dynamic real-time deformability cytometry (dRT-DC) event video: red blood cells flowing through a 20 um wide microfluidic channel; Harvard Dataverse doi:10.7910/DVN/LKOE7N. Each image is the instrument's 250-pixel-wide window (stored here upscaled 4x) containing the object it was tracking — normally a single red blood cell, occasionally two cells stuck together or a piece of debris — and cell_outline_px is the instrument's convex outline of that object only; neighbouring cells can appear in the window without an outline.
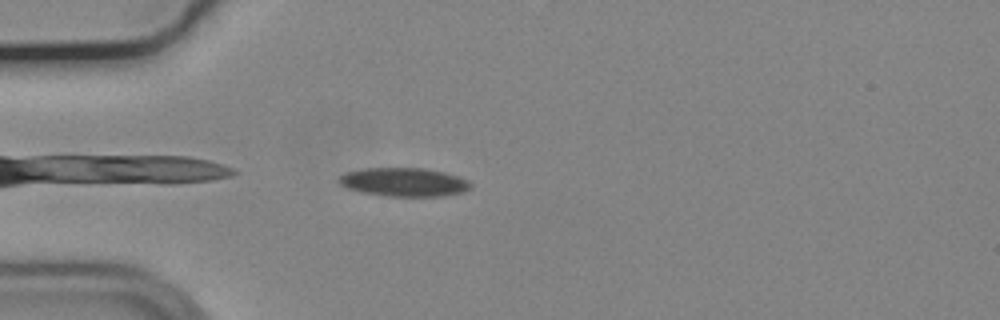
{"species": "common noctule bat (a hibernating species)", "species_latin": "Nyctalus noctula", "temperature_condition": "cold", "stored_images_in_passage": 41, "camera_frame_rate_fps": 3000, "um_per_image_px": 0.085, "animal": {"sex": "male", "body_mass_g": 19.2, "forearm_length_mm": 51.8}, "frame": {"image": 1, "passage_image": 1, "time_ms": 0.0, "image_size_px": [1000, 320], "cell_outline_px": [[472, 188], [464, 192], [444, 196], [384, 196], [360, 192], [348, 188], [340, 184], [336, 180], [344, 172], [368, 168], [424, 168], [444, 172], [468, 180], [472, 184]], "centroid_in_image_um": [34.34, 15.48], "position_along_channel_um": 50.7, "area_um2": 22.14}}
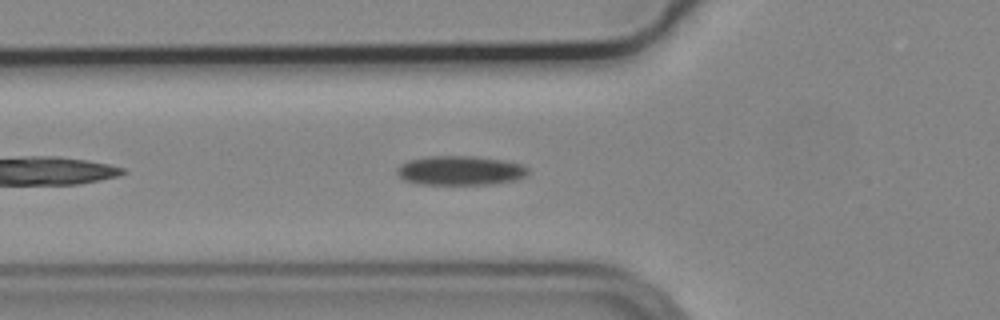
{"frame": {"image": 2, "passage_image": 5, "time_ms": 1.333, "image_size_px": [1000, 320], "cell_outline_px": [[528, 172], [524, 176], [516, 180], [488, 184], [416, 184], [404, 180], [396, 172], [400, 164], [408, 160], [428, 156], [472, 156], [504, 160], [520, 164], [528, 168]], "centroid_in_image_um": [39.09, 14.49], "position_along_channel_um": 86.7, "area_um2": 22.31}}
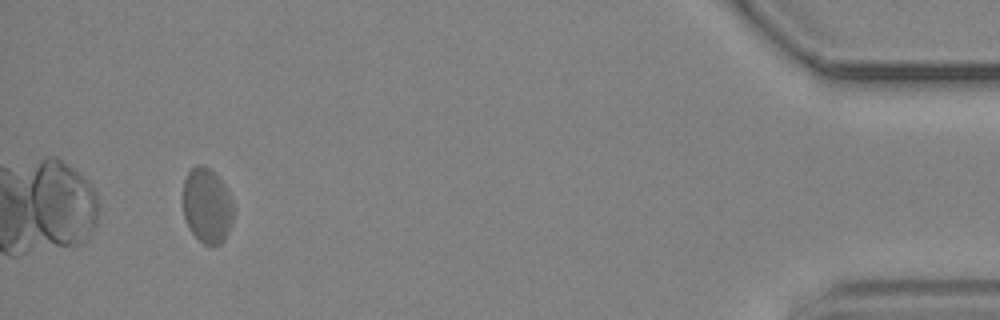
{"frame": {"image": 3, "passage_image": 38, "time_ms": 12.333, "image_size_px": [1000, 320], "cell_outline_px": [[232, 224], [224, 240], [220, 244], [212, 248], [204, 244], [192, 232], [184, 216], [184, 180], [188, 172], [196, 164], [204, 164], [220, 180], [228, 192], [232, 204]], "centroid_in_image_um": [17.6, 17.51], "position_along_channel_um": 417.6, "area_um2": 21.79}}